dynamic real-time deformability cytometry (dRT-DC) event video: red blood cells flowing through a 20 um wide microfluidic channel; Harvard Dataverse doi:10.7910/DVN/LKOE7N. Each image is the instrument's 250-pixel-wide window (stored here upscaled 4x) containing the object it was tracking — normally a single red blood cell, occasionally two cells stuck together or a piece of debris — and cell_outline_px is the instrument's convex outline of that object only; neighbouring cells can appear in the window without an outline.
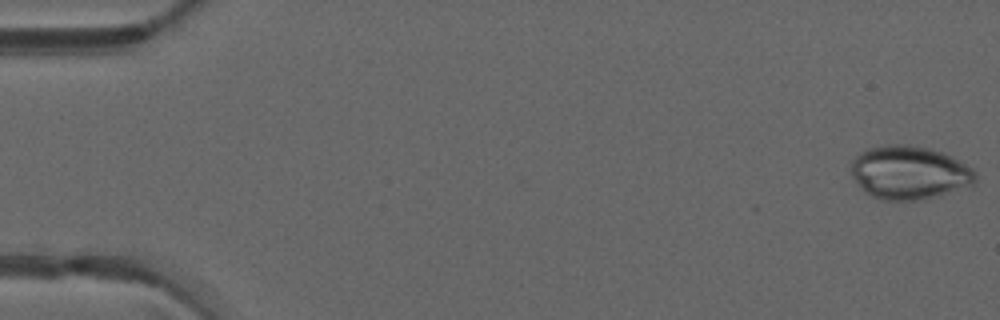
{"species": "common noctule bat (a hibernating species)", "species_latin": "Nyctalus noctula", "temperature_condition": "warm", "stored_images_in_passage": 48, "camera_frame_rate_fps": 3000, "um_per_image_px": 0.085, "animal": {"sex": "male", "forearm_length_mm": 52.5}, "frame": {"image": 1, "passage_image": 1, "time_ms": 0.0, "image_size_px": [1000, 320], "cell_outline_px": [[976, 180], [972, 184], [940, 196], [920, 200], [884, 200], [872, 196], [864, 192], [860, 188], [852, 176], [852, 160], [864, 148], [888, 144], [908, 144], [928, 148], [944, 152], [952, 156], [972, 168], [976, 172]], "centroid_in_image_um": [77.28, 14.66], "position_along_channel_um": 7.7, "area_um2": 39.07}}
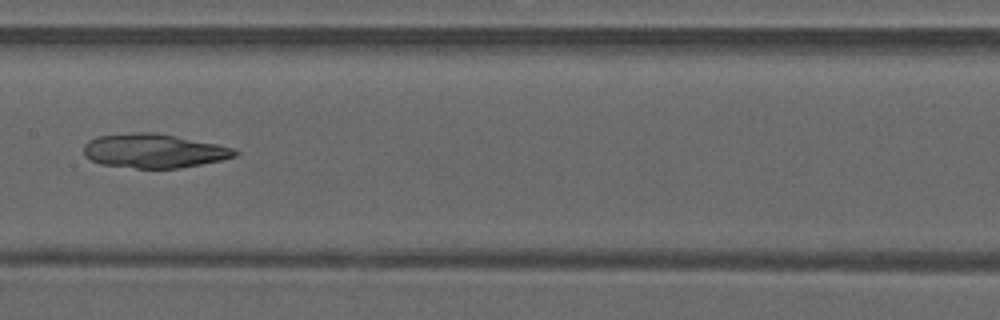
{"frame": {"image": 2, "passage_image": 25, "time_ms": 8.0, "image_size_px": [1000, 320], "cell_outline_px": [[240, 152], [236, 156], [220, 160], [180, 168], [136, 168], [100, 164], [84, 156], [84, 144], [88, 140], [96, 136], [132, 132], [156, 132], [216, 144], [232, 148]], "centroid_in_image_um": [13.04, 12.81], "position_along_channel_um": 194.4, "area_um2": 30.0}}
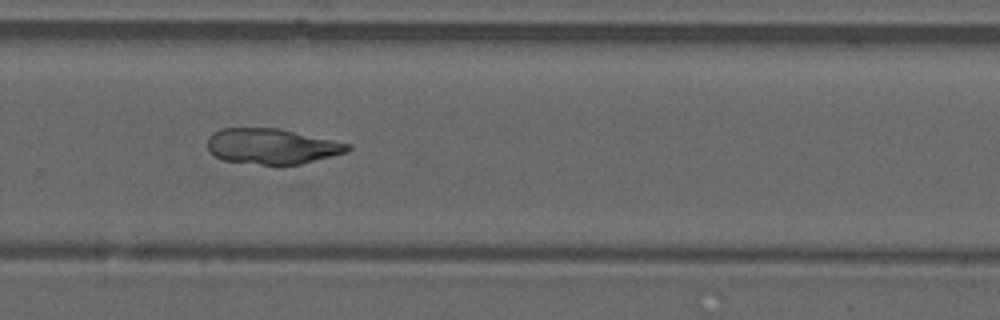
{"frame": {"image": 3, "passage_image": 33, "time_ms": 10.667, "image_size_px": [1000, 320], "cell_outline_px": [[352, 148], [348, 152], [300, 164], [280, 168], [276, 168], [224, 160], [216, 156], [208, 148], [208, 136], [212, 132], [220, 128], [280, 128], [352, 144]], "centroid_in_image_um": [23.14, 12.46], "position_along_channel_um": 306.7, "area_um2": 29.88}}